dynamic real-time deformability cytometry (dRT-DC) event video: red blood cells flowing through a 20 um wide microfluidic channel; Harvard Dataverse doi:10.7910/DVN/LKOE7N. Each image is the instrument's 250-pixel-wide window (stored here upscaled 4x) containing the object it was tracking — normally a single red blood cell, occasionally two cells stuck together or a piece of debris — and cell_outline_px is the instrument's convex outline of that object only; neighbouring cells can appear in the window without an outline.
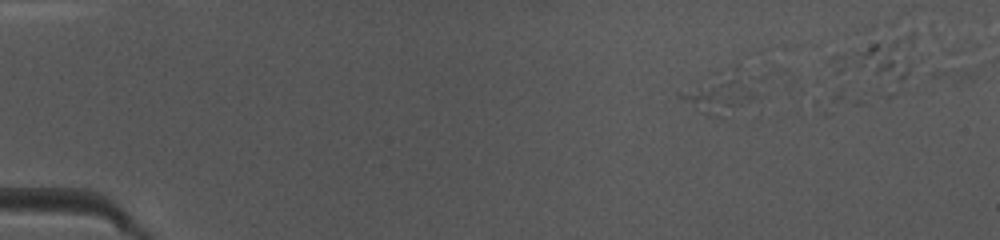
{"species": "common noctule bat (a hibernating species)", "species_latin": "Nyctalus noctula", "temperature_condition": "warm", "stored_images_in_passage": 3, "camera_frame_rate_fps": 3000, "um_per_image_px": 0.085, "animal": {"sex": "female", "body_mass_g": 10.0, "forearm_length_mm": 53.1}, "frame": {"image": 1, "passage_image": 2, "time_ms": 0.333, "image_size_px": [1000, 240], "cell_outline_px": [[756, 92], [748, 100], [740, 104], [720, 108], [716, 108], [676, 96], [676, 92], [736, 64], [756, 84]], "centroid_in_image_um": [61.31, 7.56], "position_along_channel_um": 23.7, "area_um2": 14.85}}